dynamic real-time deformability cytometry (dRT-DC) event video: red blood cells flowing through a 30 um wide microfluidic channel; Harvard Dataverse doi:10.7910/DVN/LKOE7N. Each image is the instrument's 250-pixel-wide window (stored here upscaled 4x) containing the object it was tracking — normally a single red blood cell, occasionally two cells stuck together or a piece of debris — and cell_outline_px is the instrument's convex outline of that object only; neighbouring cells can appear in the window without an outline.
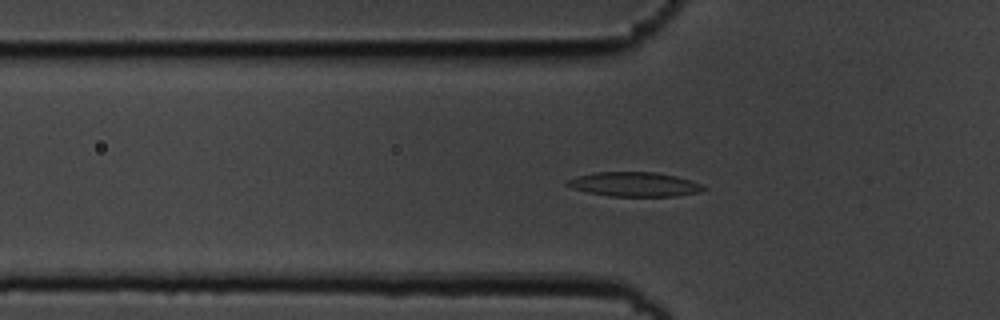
{"species": "common noctule bat (a hibernating species)", "species_latin": "Nyctalus noctula", "temperature_condition": "cold", "stored_images_in_passage": 56, "camera_frame_rate_fps": 3000, "um_per_image_px": 0.085, "animal": {"sex": "male", "body_mass_g": 19.5, "forearm_length_mm": 54.6}, "frame": {"image": 1, "passage_image": 19, "time_ms": 6.0, "image_size_px": [1000, 320], "cell_outline_px": [[708, 188], [700, 192], [676, 196], [608, 196], [588, 192], [572, 188], [564, 184], [568, 180], [576, 176], [592, 172], [656, 172], [676, 176], [700, 184]], "centroid_in_image_um": [53.9, 15.66], "position_along_channel_um": 71.9, "area_um2": 19.36}}
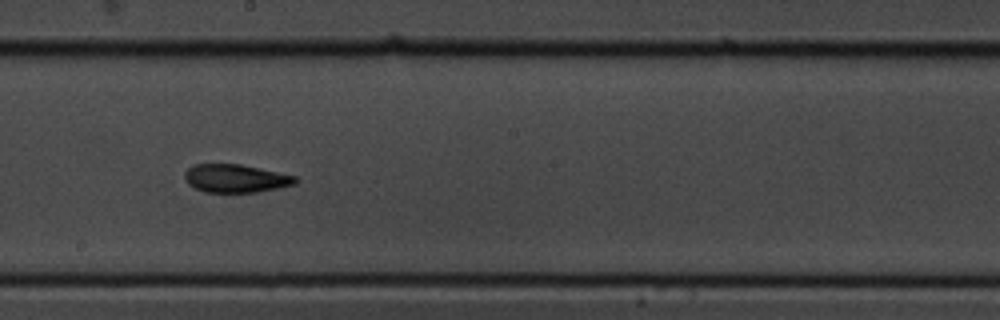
{"frame": {"image": 2, "passage_image": 32, "time_ms": 10.333, "image_size_px": [1000, 320], "cell_outline_px": [[300, 180], [296, 184], [256, 192], [204, 192], [188, 184], [184, 180], [184, 172], [192, 164], [240, 164], [296, 176]], "centroid_in_image_um": [20.01, 15.16], "position_along_channel_um": 228.2, "area_um2": 18.21}}
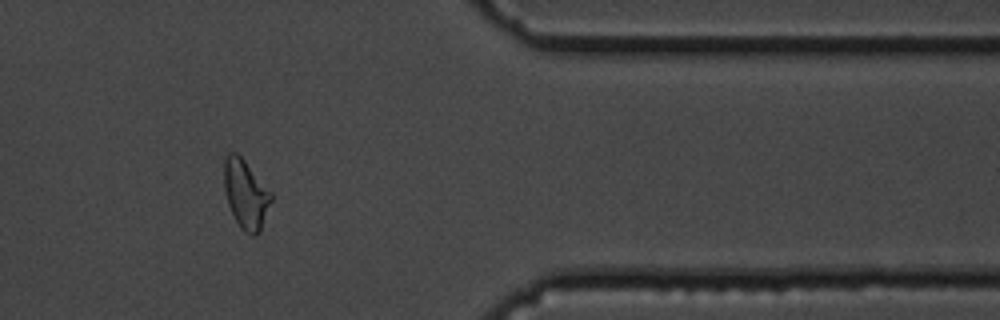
{"frame": {"image": 3, "passage_image": 47, "time_ms": 15.333, "image_size_px": [1000, 320], "cell_outline_px": [[272, 200], [260, 232], [256, 236], [252, 236], [244, 232], [240, 228], [228, 204], [224, 188], [224, 160], [228, 152], [236, 152], [244, 160], [272, 192]], "centroid_in_image_um": [20.9, 16.52], "position_along_channel_um": 390.5, "area_um2": 18.96}, "authors_computed_cell_mechanics": {"area_um2": 18.8717, "velocity_mm_per_s": 3.6118, "shape_relaxation_time_tau1_ms": 6.5368, "shape_relaxation_time_tau2_ms": 3.1275, "deformation_change_tau1": 0.1809, "deformation_change_tau2": 0.1067}}